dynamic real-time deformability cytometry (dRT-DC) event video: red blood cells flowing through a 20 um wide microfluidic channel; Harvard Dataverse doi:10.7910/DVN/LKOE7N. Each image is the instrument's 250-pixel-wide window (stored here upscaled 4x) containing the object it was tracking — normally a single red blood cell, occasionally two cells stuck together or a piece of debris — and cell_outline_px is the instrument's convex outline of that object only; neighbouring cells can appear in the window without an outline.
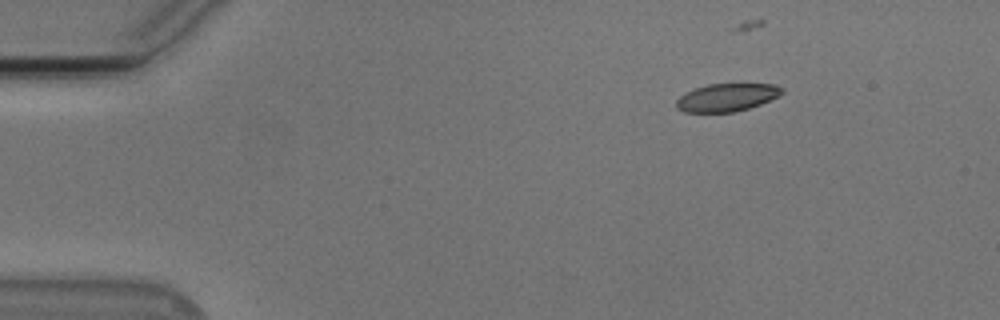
{"species": "Egyptian fruit bat (a non-hibernating species)", "species_latin": "Rousettus aegyptiacus", "temperature_condition": "cold", "stored_images_in_passage": 33, "camera_frame_rate_fps": 3000, "um_per_image_px": 0.085, "animal": {"sex": "male"}, "frame": {"image": 1, "passage_image": 1, "time_ms": 0.0, "image_size_px": [1000, 320], "cell_outline_px": [[784, 92], [780, 96], [760, 104], [748, 108], [732, 112], [684, 112], [676, 108], [676, 100], [680, 96], [696, 88], [708, 84], [776, 84], [784, 88]], "centroid_in_image_um": [61.81, 8.28], "position_along_channel_um": 23.2, "area_um2": 17.11}}
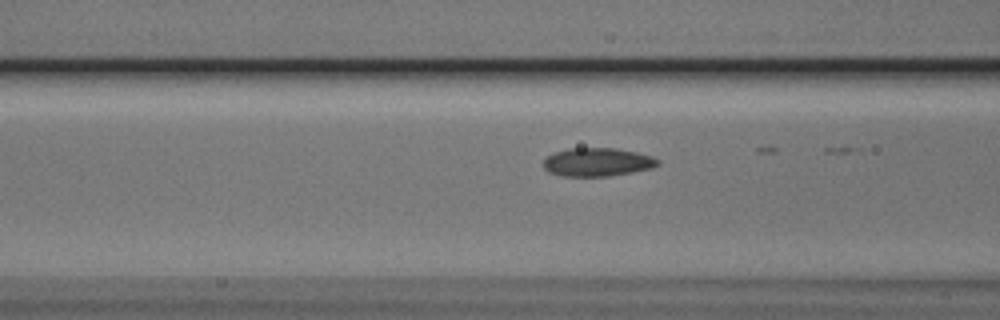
{"frame": {"image": 2, "passage_image": 15, "time_ms": 4.667, "image_size_px": [1000, 320], "cell_outline_px": [[660, 164], [652, 168], [632, 172], [608, 176], [560, 176], [548, 172], [544, 168], [544, 160], [548, 156], [556, 152], [568, 148], [616, 148], [636, 152], [652, 156], [660, 160]], "centroid_in_image_um": [50.79, 13.78], "position_along_channel_um": 115.8, "area_um2": 18.96}}
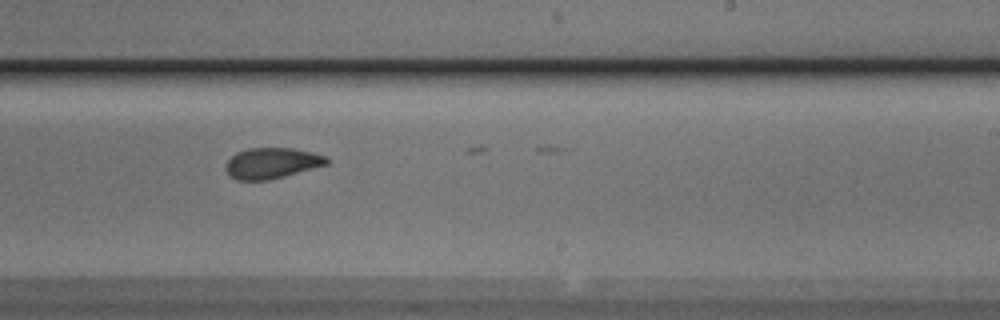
{"frame": {"image": 3, "passage_image": 27, "time_ms": 8.667, "image_size_px": [1000, 320], "cell_outline_px": [[328, 164], [284, 176], [268, 180], [236, 180], [224, 168], [228, 160], [236, 152], [248, 148], [292, 148], [312, 152], [328, 156]], "centroid_in_image_um": [23.11, 13.86], "position_along_channel_um": 265.9, "area_um2": 18.03}}